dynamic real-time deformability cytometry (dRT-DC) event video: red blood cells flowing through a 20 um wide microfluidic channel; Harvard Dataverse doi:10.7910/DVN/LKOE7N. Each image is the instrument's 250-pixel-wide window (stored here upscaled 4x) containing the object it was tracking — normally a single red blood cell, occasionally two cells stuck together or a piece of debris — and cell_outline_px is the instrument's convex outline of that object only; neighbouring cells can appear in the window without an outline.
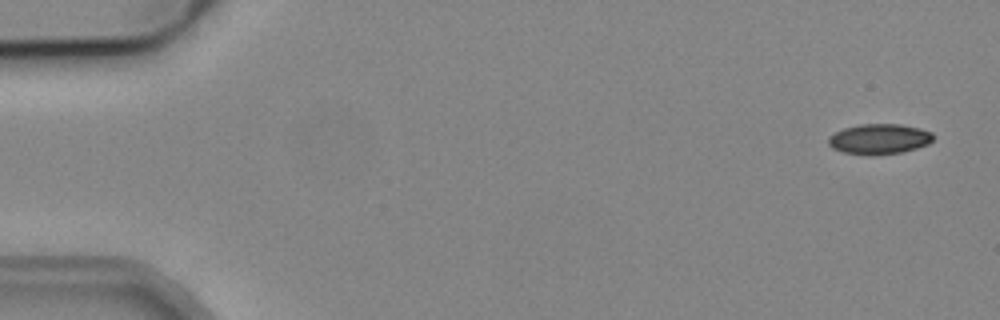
{"species": "common noctule bat (a hibernating species)", "species_latin": "Nyctalus noctula", "temperature_condition": "cold", "stored_images_in_passage": 53, "camera_frame_rate_fps": 3000, "um_per_image_px": 0.085, "animal": {"sex": "male", "body_mass_g": 19.2, "forearm_length_mm": 51.8}, "frame": {"image": 1, "passage_image": 3, "time_ms": 0.667, "image_size_px": [1000, 320], "cell_outline_px": [[932, 140], [928, 144], [904, 152], [844, 152], [832, 148], [828, 144], [828, 136], [844, 128], [860, 124], [900, 124], [920, 128], [932, 132]], "centroid_in_image_um": [74.75, 11.76], "position_along_channel_um": 10.3, "area_um2": 17.74}}
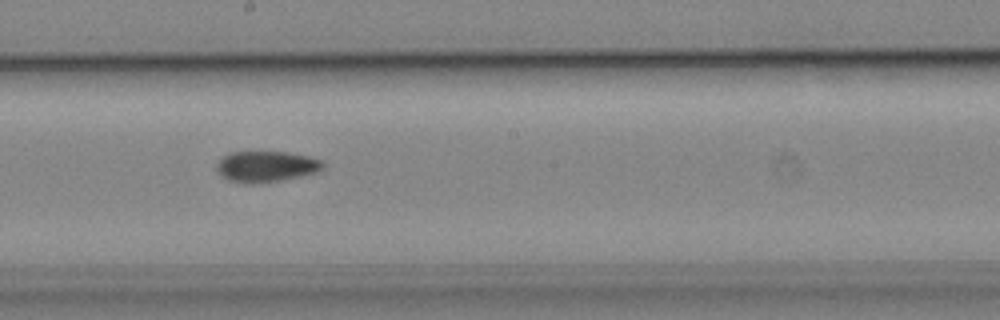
{"frame": {"image": 2, "passage_image": 30, "time_ms": 9.667, "image_size_px": [1000, 320], "cell_outline_px": [[324, 168], [316, 172], [300, 176], [280, 180], [252, 184], [248, 184], [228, 180], [216, 168], [216, 164], [224, 156], [232, 152], [288, 152], [312, 156], [324, 160]], "centroid_in_image_um": [22.69, 14.14], "position_along_channel_um": 225.5, "area_um2": 19.13}}
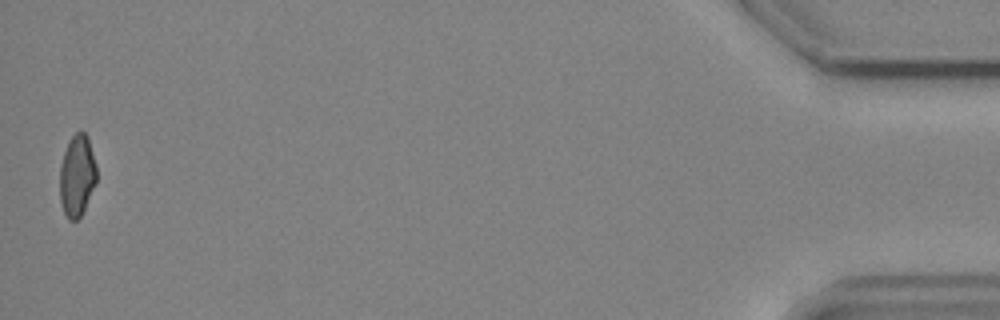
{"frame": {"image": 3, "passage_image": 53, "time_ms": 17.333, "image_size_px": [1000, 320], "cell_outline_px": [[96, 184], [80, 216], [76, 220], [68, 220], [64, 212], [60, 200], [60, 168], [64, 152], [72, 136], [76, 132], [84, 132], [88, 136], [96, 164]], "centroid_in_image_um": [6.56, 14.93], "position_along_channel_um": 428.6, "area_um2": 17.34}, "authors_computed_cell_mechanics": {"area_um2": 19.0162, "velocity_mm_per_s": 3.8929, "shape_relaxation_time_tau1_ms": null, "shape_relaxation_time_tau2_ms": 5.8052, "deformation_change_tau1": null, "deformation_change_tau2": 0.0982}}